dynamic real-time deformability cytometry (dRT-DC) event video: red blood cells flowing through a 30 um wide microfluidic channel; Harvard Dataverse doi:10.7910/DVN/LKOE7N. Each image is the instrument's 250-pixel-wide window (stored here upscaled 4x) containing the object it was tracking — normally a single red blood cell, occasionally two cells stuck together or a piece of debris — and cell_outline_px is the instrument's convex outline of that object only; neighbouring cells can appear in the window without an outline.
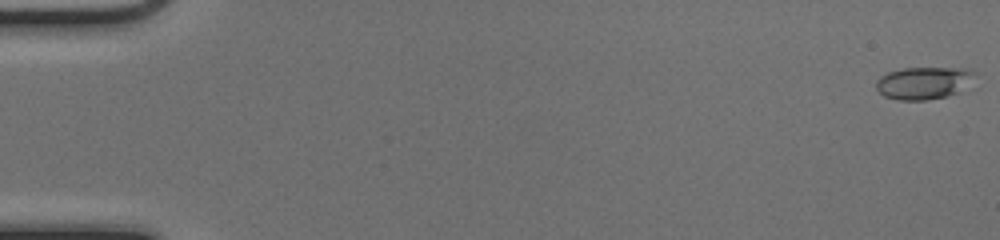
{"species": "common noctule bat (a hibernating species)", "species_latin": "Nyctalus noctula", "temperature_condition": "cold", "stored_images_in_passage": 51, "camera_frame_rate_fps": 3000, "um_per_image_px": 0.085, "animal": {"sex": "female", "body_mass_g": 17.0, "forearm_length_mm": 48.0}, "frame": {"image": 1, "passage_image": 1, "time_ms": 0.0, "image_size_px": [1000, 240], "cell_outline_px": [[976, 72], [960, 92], [948, 96], [928, 100], [896, 100], [884, 96], [876, 88], [876, 80], [880, 76], [888, 72], [904, 68], [972, 68]], "centroid_in_image_um": [78.49, 7.05], "position_along_channel_um": 6.5, "area_um2": 18.67}}
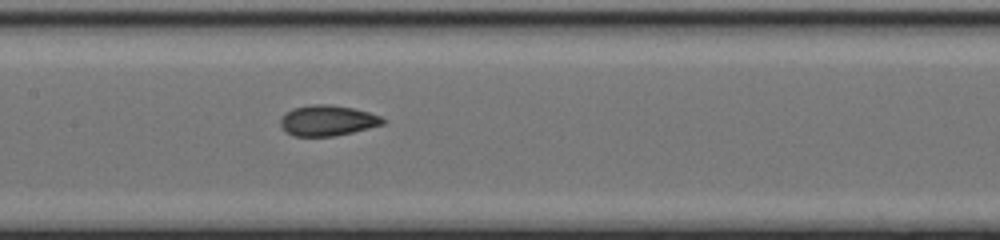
{"frame": {"image": 2, "passage_image": 26, "time_ms": 8.333, "image_size_px": [1000, 240], "cell_outline_px": [[388, 120], [384, 124], [336, 136], [292, 136], [284, 132], [280, 124], [280, 120], [284, 112], [292, 108], [312, 104], [332, 104], [352, 108], [368, 112], [380, 116]], "centroid_in_image_um": [27.8, 10.24], "position_along_channel_um": 179.6, "area_um2": 18.5}}
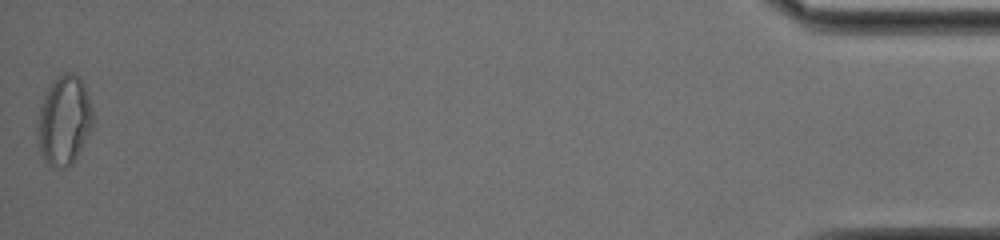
{"frame": {"image": 3, "passage_image": 51, "time_ms": 16.667, "image_size_px": [1000, 240], "cell_outline_px": [[92, 128], [72, 164], [64, 168], [52, 168], [44, 160], [40, 152], [36, 132], [36, 124], [40, 104], [52, 80], [56, 76], [64, 72], [72, 72], [80, 76], [84, 84], [92, 108]], "centroid_in_image_um": [5.42, 10.22], "position_along_channel_um": 429.8, "area_um2": 29.25}, "authors_computed_cell_mechanics": {"area_um2": 18.2648, "velocity_mm_per_s": 4.1469, "shape_relaxation_time_tau1_ms": 11.0221, "shape_relaxation_time_tau2_ms": 0.9929, "deformation_change_tau1": 0.2256, "deformation_change_tau2": 0.0454}}